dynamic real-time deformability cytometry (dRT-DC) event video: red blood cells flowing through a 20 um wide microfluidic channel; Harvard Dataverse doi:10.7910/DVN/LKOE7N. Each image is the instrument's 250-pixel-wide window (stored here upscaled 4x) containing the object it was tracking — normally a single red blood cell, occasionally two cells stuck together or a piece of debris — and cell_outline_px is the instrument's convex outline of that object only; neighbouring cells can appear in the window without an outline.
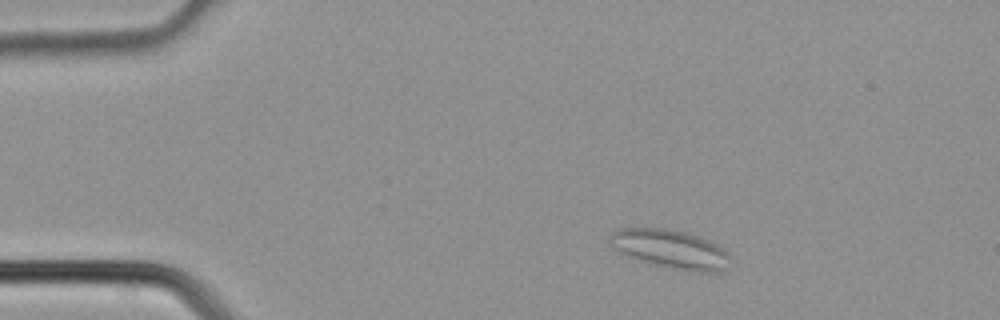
{"species": "common noctule bat (a hibernating species)", "species_latin": "Nyctalus noctula", "temperature_condition": "cold", "stored_images_in_passage": 2, "camera_frame_rate_fps": 3000, "um_per_image_px": 0.085, "animal": {"sex": "male", "body_mass_g": 21.5, "forearm_length_mm": 52.0}, "frame": {"image": 1, "passage_image": 1, "time_ms": 0.0, "image_size_px": [1000, 320], "cell_outline_px": [[732, 256], [728, 268], [716, 272], [692, 272], [668, 268], [636, 260], [624, 256], [612, 248], [608, 244], [608, 236], [612, 232], [620, 228], [668, 228], [700, 236], [716, 244], [728, 252]], "centroid_in_image_um": [56.96, 21.19], "position_along_channel_um": 28.0, "area_um2": 27.98}}